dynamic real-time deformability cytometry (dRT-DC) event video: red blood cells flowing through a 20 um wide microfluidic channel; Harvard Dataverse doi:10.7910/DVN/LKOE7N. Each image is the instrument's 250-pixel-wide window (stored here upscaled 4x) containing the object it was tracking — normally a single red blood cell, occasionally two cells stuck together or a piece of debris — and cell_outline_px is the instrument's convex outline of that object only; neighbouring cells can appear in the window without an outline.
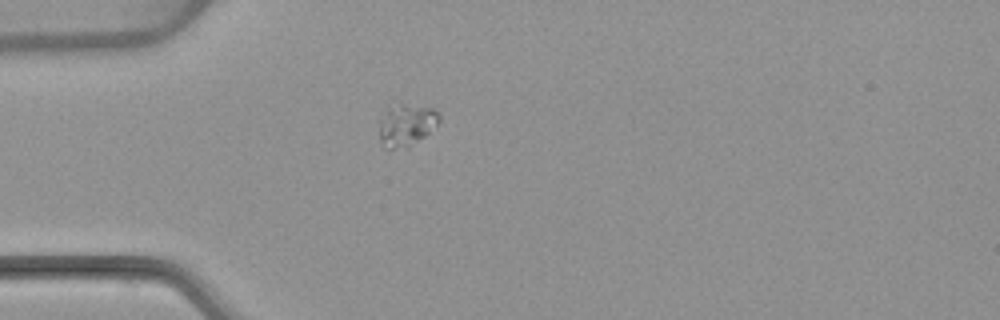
{"species": "common noctule bat (a hibernating species)", "species_latin": "Nyctalus noctula", "temperature_condition": "warm", "stored_images_in_passage": 1, "camera_frame_rate_fps": 3000, "um_per_image_px": 0.085, "animal": {"sex": "female", "body_mass_g": 22.7, "forearm_length_mm": 54.2}, "frame": {"image": 1, "passage_image": 1, "time_ms": 0.0, "image_size_px": [1000, 320], "cell_outline_px": [[440, 120], [424, 136], [408, 148], [388, 148], [380, 140], [376, 120], [388, 108], [432, 108], [440, 116]], "centroid_in_image_um": [34.46, 10.7], "position_along_channel_um": 50.5, "area_um2": 13.99}}